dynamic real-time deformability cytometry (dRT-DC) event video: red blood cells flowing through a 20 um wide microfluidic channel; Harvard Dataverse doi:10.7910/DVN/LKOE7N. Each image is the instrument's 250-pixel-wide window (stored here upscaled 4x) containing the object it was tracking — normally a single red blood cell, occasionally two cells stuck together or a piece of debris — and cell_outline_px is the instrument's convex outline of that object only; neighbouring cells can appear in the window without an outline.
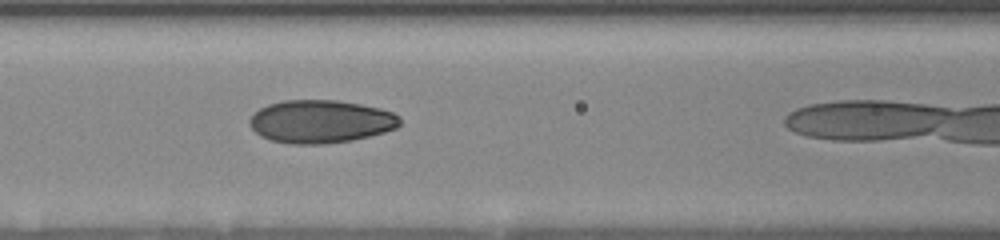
{"species": "human", "species_latin": "Homo sapiens", "temperature_condition": "room temperature", "stored_images_in_passage": 8, "camera_frame_rate_fps": 3000, "um_per_image_px": 0.085, "donor": {"sex": "female"}, "frame": {"image": 1, "passage_image": 7, "time_ms": 6.0, "image_size_px": [1000, 240], "cell_outline_px": [[400, 124], [396, 128], [384, 132], [352, 140], [324, 144], [292, 144], [272, 140], [260, 136], [248, 124], [248, 120], [260, 108], [268, 104], [284, 100], [336, 100], [360, 104], [380, 108], [392, 112], [400, 116]], "centroid_in_image_um": [27.25, 10.32], "position_along_channel_um": 139.3, "area_um2": 37.63}}